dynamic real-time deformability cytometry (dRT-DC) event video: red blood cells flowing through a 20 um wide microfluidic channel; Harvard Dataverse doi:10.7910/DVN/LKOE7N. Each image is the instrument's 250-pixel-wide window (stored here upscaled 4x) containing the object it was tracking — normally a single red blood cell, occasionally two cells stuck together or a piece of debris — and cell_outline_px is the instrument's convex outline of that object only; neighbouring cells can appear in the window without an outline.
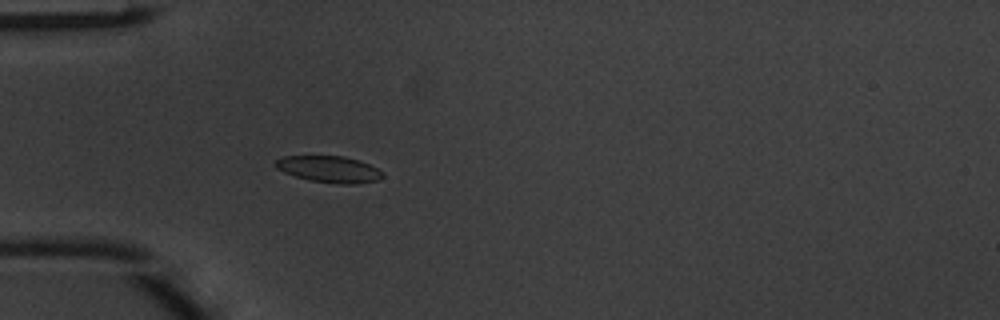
{"species": "common noctule bat (a hibernating species)", "species_latin": "Nyctalus noctula", "temperature_condition": "warm", "stored_images_in_passage": 37, "camera_frame_rate_fps": 3000, "um_per_image_px": 0.085, "animal": {"sex": "male", "body_mass_g": 20.1, "forearm_length_mm": 53.5}, "frame": {"image": 1, "passage_image": 3, "time_ms": 0.667, "image_size_px": [1000, 320], "cell_outline_px": [[384, 176], [376, 180], [356, 184], [340, 184], [308, 180], [284, 172], [276, 168], [272, 164], [276, 160], [284, 156], [344, 156], [360, 160], [384, 172]], "centroid_in_image_um": [27.97, 14.38], "position_along_channel_um": 57.0, "area_um2": 16.59}}
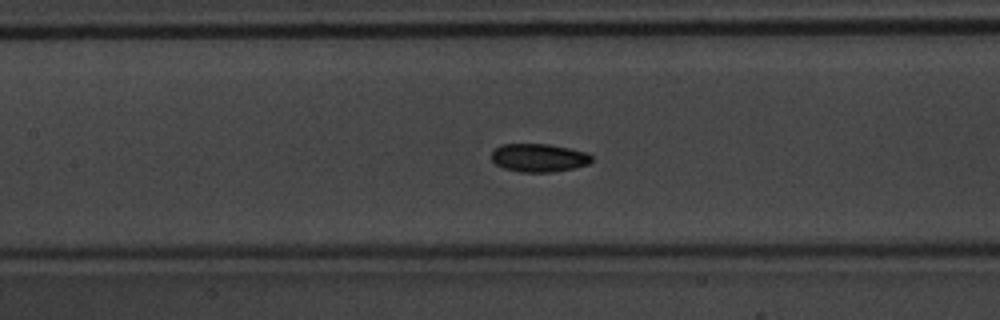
{"frame": {"image": 2, "passage_image": 11, "time_ms": 3.333, "image_size_px": [1000, 320], "cell_outline_px": [[592, 160], [588, 164], [572, 168], [552, 172], [520, 172], [504, 168], [496, 164], [492, 160], [492, 152], [500, 144], [548, 144], [588, 152], [592, 156]], "centroid_in_image_um": [45.8, 13.41], "position_along_channel_um": 161.6, "area_um2": 16.42}}
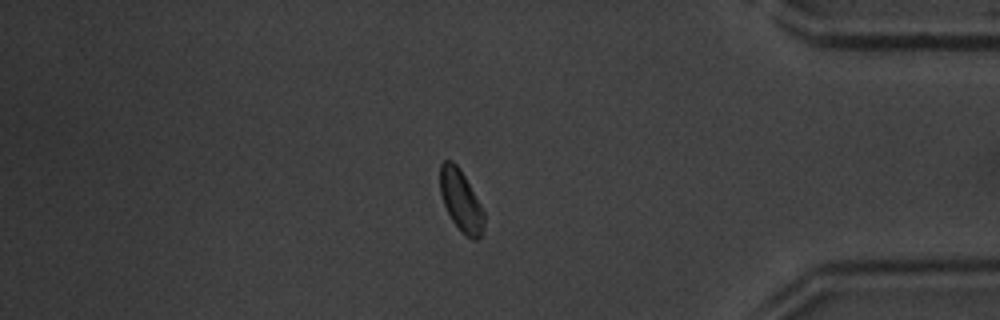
{"frame": {"image": 3, "passage_image": 30, "time_ms": 9.667, "image_size_px": [1000, 320], "cell_outline_px": [[484, 232], [476, 240], [472, 240], [452, 220], [444, 204], [440, 192], [440, 164], [444, 160], [452, 160], [460, 168], [484, 212]], "centroid_in_image_um": [39.18, 17.03], "position_along_channel_um": 396.0, "area_um2": 15.43}, "authors_computed_cell_mechanics": {"area_um2": 16.0106, "velocity_mm_per_s": 4.1235, "shape_relaxation_time_tau1_ms": 7.1217, "shape_relaxation_time_tau2_ms": 10.2567, "deformation_change_tau1": 0.1986, "deformation_change_tau2": 0.1366}}